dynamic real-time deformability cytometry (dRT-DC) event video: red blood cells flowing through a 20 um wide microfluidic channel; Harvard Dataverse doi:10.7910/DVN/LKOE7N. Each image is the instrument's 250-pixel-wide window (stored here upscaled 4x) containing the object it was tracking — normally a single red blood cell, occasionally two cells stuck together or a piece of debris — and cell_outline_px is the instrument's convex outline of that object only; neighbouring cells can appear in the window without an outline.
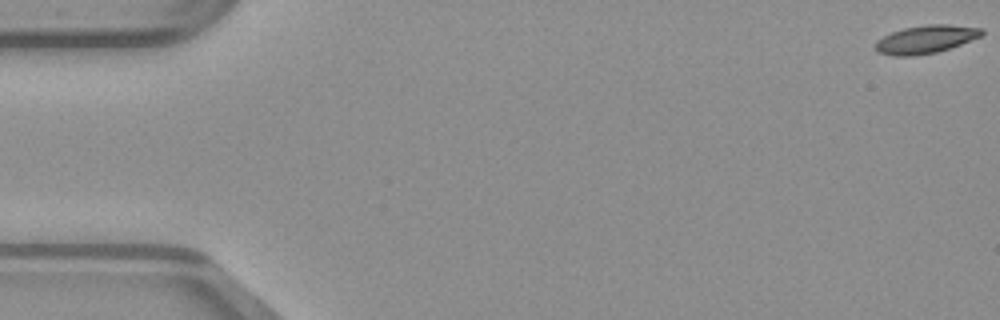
{"species": "common noctule bat (a hibernating species)", "species_latin": "Nyctalus noctula", "temperature_condition": "warm", "stored_images_in_passage": 50, "camera_frame_rate_fps": 3000, "um_per_image_px": 0.085, "animal": {"sex": "male", "body_mass_g": 23.1, "forearm_length_mm": 52.7}, "frame": {"image": 1, "passage_image": 1, "time_ms": 0.0, "image_size_px": [1000, 320], "cell_outline_px": [[984, 32], [980, 36], [960, 44], [936, 52], [916, 56], [892, 56], [876, 52], [876, 40], [892, 32], [904, 28], [928, 24], [948, 24], [984, 28]], "centroid_in_image_um": [78.67, 3.34], "position_along_channel_um": 6.3, "area_um2": 17.34}}
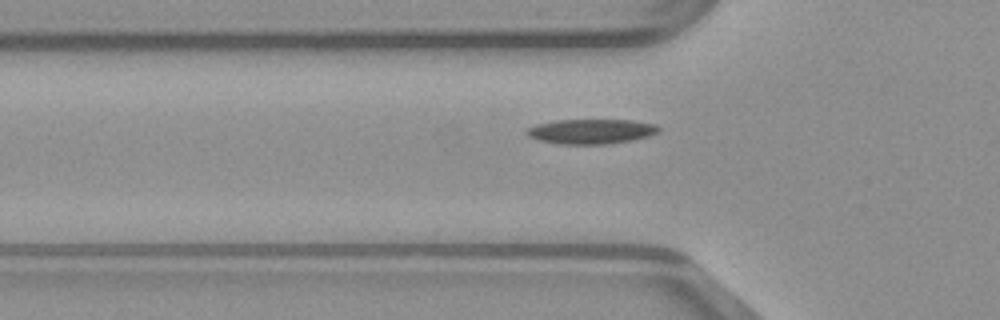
{"frame": {"image": 2, "passage_image": 17, "time_ms": 5.333, "image_size_px": [1000, 320], "cell_outline_px": [[660, 132], [648, 136], [632, 140], [608, 144], [560, 144], [540, 140], [528, 136], [524, 132], [528, 128], [536, 124], [556, 120], [632, 120], [656, 124], [660, 128]], "centroid_in_image_um": [50.26, 11.17], "position_along_channel_um": 75.5, "area_um2": 19.13}}
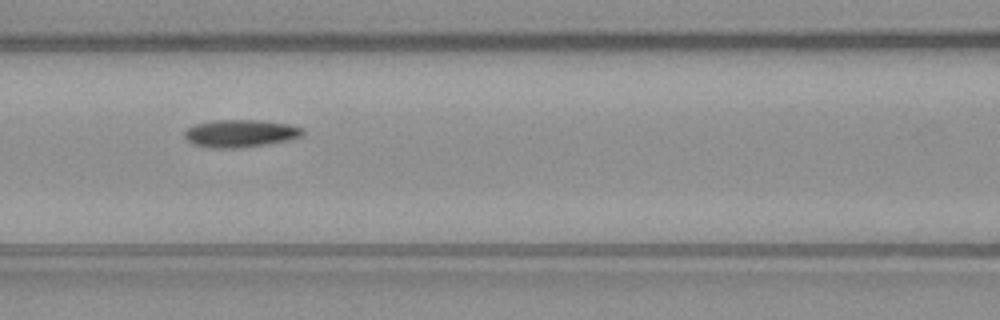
{"frame": {"image": 3, "passage_image": 22, "time_ms": 7.0, "image_size_px": [1000, 320], "cell_outline_px": [[304, 136], [288, 140], [268, 144], [240, 148], [208, 148], [192, 144], [184, 136], [184, 132], [188, 128], [196, 124], [212, 120], [260, 120], [288, 124], [304, 128]], "centroid_in_image_um": [20.45, 11.34], "position_along_channel_um": 146.2, "area_um2": 19.19}}